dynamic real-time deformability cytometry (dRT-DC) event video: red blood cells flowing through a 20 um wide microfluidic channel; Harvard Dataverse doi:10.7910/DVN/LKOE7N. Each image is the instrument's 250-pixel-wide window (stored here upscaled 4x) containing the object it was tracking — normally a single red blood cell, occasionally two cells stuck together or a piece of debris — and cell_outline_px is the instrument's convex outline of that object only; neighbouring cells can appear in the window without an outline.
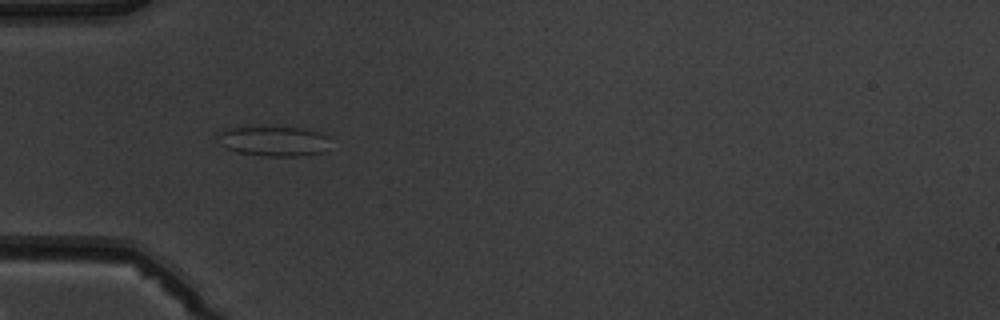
{"species": "common noctule bat (a hibernating species)", "species_latin": "Nyctalus noctula", "temperature_condition": "warm", "stored_images_in_passage": 6, "camera_frame_rate_fps": 3000, "um_per_image_px": 0.085, "animal": {"sex": "male", "body_mass_g": 19.5, "forearm_length_mm": 54.6}, "frame": {"image": 1, "passage_image": 5, "time_ms": 4.667, "image_size_px": [1000, 320], "cell_outline_px": [[328, 136], [324, 152], [300, 156], [264, 156], [240, 152], [224, 148], [220, 144], [216, 136], [220, 132], [228, 128], [300, 128], [316, 132]], "centroid_in_image_um": [23.22, 12.02], "position_along_channel_um": 61.8, "area_um2": 19.13}}
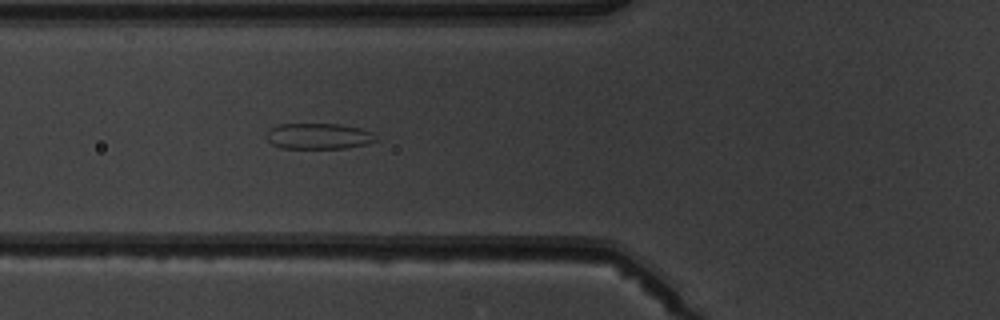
{"frame": {"image": 2, "passage_image": 6, "time_ms": 5.667, "image_size_px": [1000, 320], "cell_outline_px": [[380, 140], [348, 148], [280, 148], [272, 144], [268, 140], [268, 132], [276, 124], [336, 124], [360, 128], [372, 132]], "centroid_in_image_um": [27.11, 11.58], "position_along_channel_um": 98.7, "area_um2": 16.42}}